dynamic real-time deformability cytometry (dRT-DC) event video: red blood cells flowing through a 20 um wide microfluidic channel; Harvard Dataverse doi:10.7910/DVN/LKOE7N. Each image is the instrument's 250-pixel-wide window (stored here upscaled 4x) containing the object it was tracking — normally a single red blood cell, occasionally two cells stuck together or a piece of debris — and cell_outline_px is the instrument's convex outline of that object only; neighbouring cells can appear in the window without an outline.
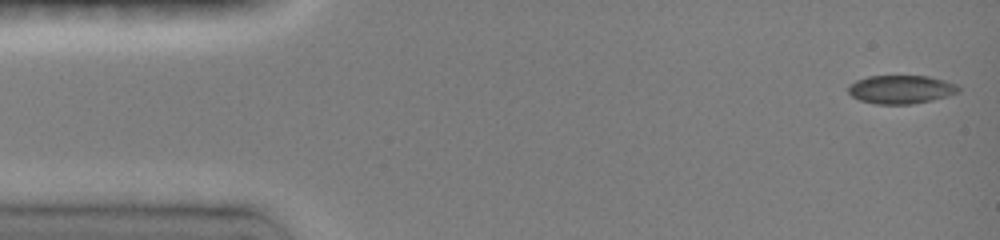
{"species": "common noctule bat (a hibernating species)", "species_latin": "Nyctalus noctula", "temperature_condition": "room temperature", "stored_images_in_passage": 9, "camera_frame_rate_fps": 3000, "um_per_image_px": 0.085, "animal": {"sex": "female", "body_mass_g": 19.0, "forearm_length_mm": 51.5}, "frame": {"image": 1, "passage_image": 1, "time_ms": 0.0, "image_size_px": [1000, 240], "cell_outline_px": [[960, 92], [948, 96], [932, 100], [912, 104], [876, 104], [860, 100], [852, 96], [848, 92], [848, 88], [856, 80], [868, 76], [928, 76], [944, 80], [956, 84], [960, 88]], "centroid_in_image_um": [76.61, 7.6], "position_along_channel_um": 8.4, "area_um2": 18.26}}
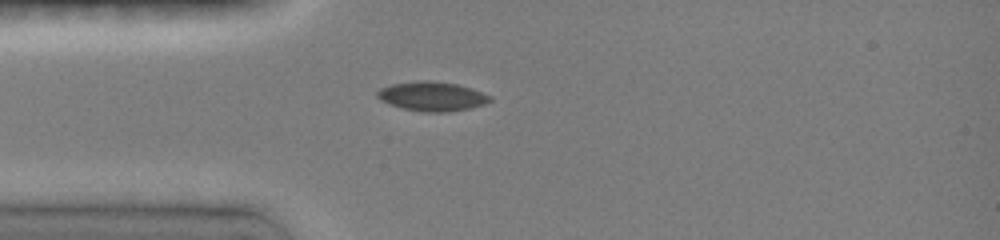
{"frame": {"image": 2, "passage_image": 9, "time_ms": 3.667, "image_size_px": [1000, 240], "cell_outline_px": [[492, 100], [484, 104], [468, 108], [444, 112], [424, 112], [404, 108], [380, 100], [376, 96], [376, 92], [380, 88], [392, 84], [416, 80], [428, 80], [456, 84], [472, 88], [492, 96]], "centroid_in_image_um": [36.72, 8.17], "position_along_channel_um": 48.3, "area_um2": 19.13}}